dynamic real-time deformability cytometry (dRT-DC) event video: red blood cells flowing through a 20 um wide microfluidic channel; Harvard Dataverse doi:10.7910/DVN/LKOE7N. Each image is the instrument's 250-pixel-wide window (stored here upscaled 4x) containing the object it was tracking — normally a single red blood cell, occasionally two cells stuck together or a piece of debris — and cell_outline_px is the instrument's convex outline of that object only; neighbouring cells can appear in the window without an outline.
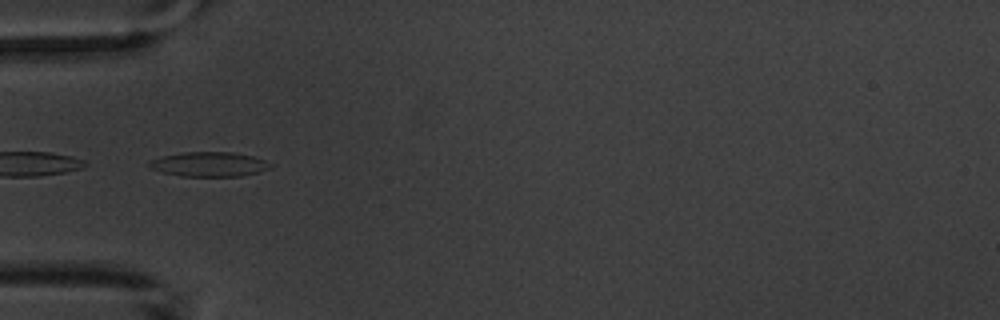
{"species": "common noctule bat (a hibernating species)", "species_latin": "Nyctalus noctula", "temperature_condition": "warm", "stored_images_in_passage": 6, "camera_frame_rate_fps": 3000, "um_per_image_px": 0.085, "animal": {"sex": "male", "body_mass_g": 20.1, "forearm_length_mm": 53.5}, "frame": {"image": 1, "passage_image": 4, "time_ms": 3.333, "image_size_px": [1000, 320], "cell_outline_px": [[276, 164], [272, 168], [244, 176], [180, 176], [164, 172], [152, 168], [148, 164], [152, 160], [164, 156], [184, 152], [232, 152], [252, 156]], "centroid_in_image_um": [17.88, 13.96], "position_along_channel_um": 67.1, "area_um2": 17.28}}
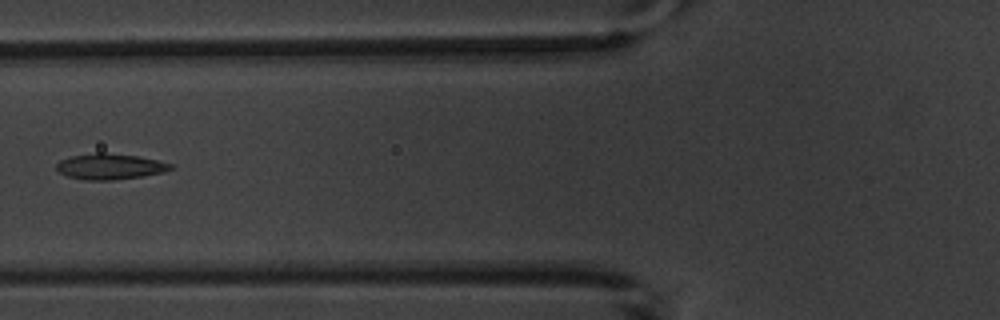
{"frame": {"image": 2, "passage_image": 5, "time_ms": 4.667, "image_size_px": [1000, 320], "cell_outline_px": [[172, 168], [164, 172], [140, 176], [112, 180], [84, 180], [68, 176], [60, 172], [56, 168], [56, 164], [60, 160], [72, 156], [96, 152], [104, 152], [136, 156], [156, 160], [172, 164]], "centroid_in_image_um": [9.31, 14.15], "position_along_channel_um": 116.5, "area_um2": 16.94}}
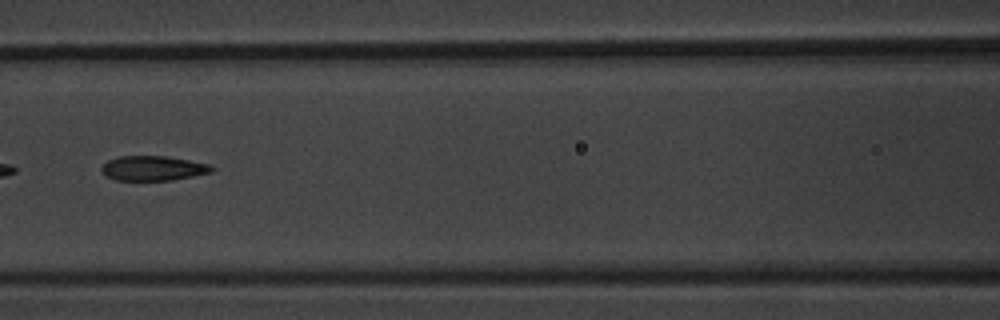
{"frame": {"image": 3, "passage_image": 6, "time_ms": 5.667, "image_size_px": [1000, 320], "cell_outline_px": [[216, 168], [212, 172], [172, 180], [116, 180], [104, 176], [100, 168], [108, 160], [116, 156], [164, 156], [212, 164]], "centroid_in_image_um": [13.01, 14.3], "position_along_channel_um": 153.6, "area_um2": 16.01}}